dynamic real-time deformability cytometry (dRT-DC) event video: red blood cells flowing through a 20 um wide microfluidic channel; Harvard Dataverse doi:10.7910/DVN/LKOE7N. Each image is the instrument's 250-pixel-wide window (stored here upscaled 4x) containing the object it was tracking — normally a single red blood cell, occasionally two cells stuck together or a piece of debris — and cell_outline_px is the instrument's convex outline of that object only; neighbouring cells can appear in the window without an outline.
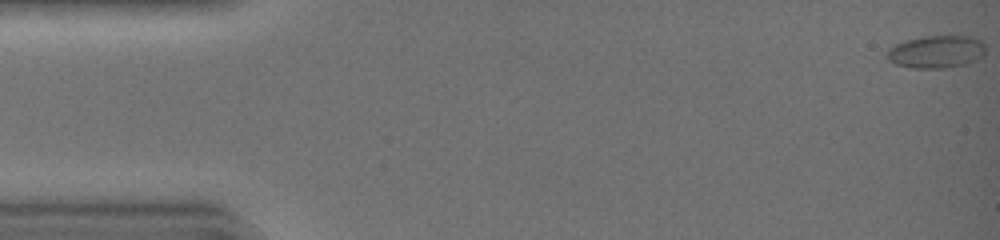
{"species": "common noctule bat (a hibernating species)", "species_latin": "Nyctalus noctula", "temperature_condition": "warm", "stored_images_in_passage": 45, "camera_frame_rate_fps": 3000, "um_per_image_px": 0.085, "animal": {"sex": "female", "body_mass_g": 19.0, "forearm_length_mm": 51.5}, "frame": {"image": 1, "passage_image": 1, "time_ms": 0.0, "image_size_px": [1000, 240], "cell_outline_px": [[984, 52], [976, 60], [964, 64], [944, 68], [912, 68], [896, 64], [888, 60], [888, 48], [896, 44], [908, 40], [924, 36], [972, 36], [980, 40], [984, 44]], "centroid_in_image_um": [79.58, 4.4], "position_along_channel_um": 5.4, "area_um2": 18.5}}
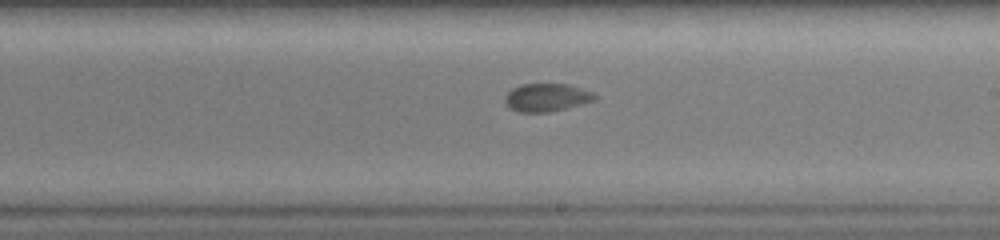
{"frame": {"image": 2, "passage_image": 27, "time_ms": 8.667, "image_size_px": [1000, 240], "cell_outline_px": [[596, 100], [548, 112], [520, 112], [512, 108], [504, 100], [504, 96], [512, 88], [520, 84], [568, 84], [592, 92], [596, 96]], "centroid_in_image_um": [46.45, 8.27], "position_along_channel_um": 242.6, "area_um2": 14.39}}
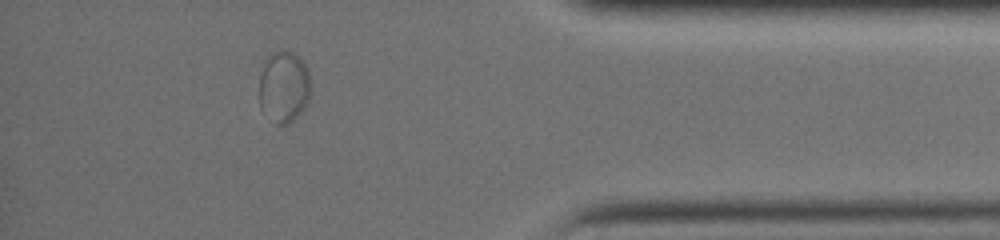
{"frame": {"image": 3, "passage_image": 40, "time_ms": 13.0, "image_size_px": [1000, 240], "cell_outline_px": [[308, 100], [300, 112], [288, 124], [276, 124], [260, 108], [260, 76], [264, 60], [272, 52], [280, 48], [292, 52], [304, 64], [308, 72]], "centroid_in_image_um": [24.08, 7.34], "position_along_channel_um": 411.1, "area_um2": 21.1}}